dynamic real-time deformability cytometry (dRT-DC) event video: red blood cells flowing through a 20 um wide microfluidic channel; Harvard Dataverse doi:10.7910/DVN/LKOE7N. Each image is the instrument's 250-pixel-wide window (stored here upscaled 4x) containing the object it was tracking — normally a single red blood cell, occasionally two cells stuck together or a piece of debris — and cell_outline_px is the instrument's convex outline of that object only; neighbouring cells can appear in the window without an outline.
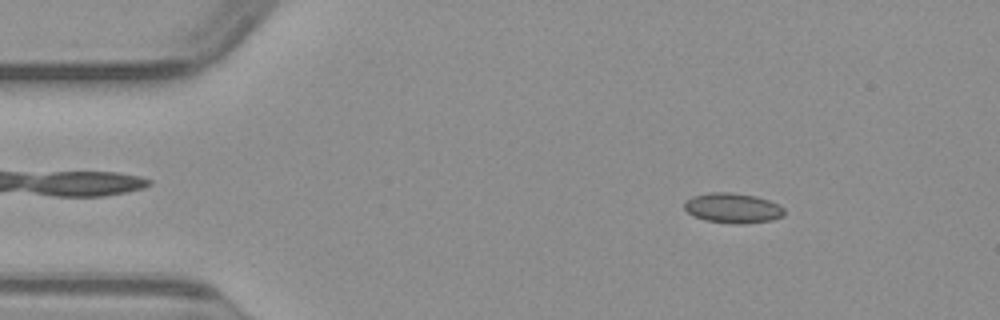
{"species": "common noctule bat (a hibernating species)", "species_latin": "Nyctalus noctula", "temperature_condition": "warm", "stored_images_in_passage": 49, "camera_frame_rate_fps": 3000, "um_per_image_px": 0.085, "animal": {"sex": "male", "body_mass_g": 23.1, "forearm_length_mm": 52.7}, "frame": {"image": 1, "passage_image": 6, "time_ms": 1.667, "image_size_px": [1000, 320], "cell_outline_px": [[784, 216], [772, 220], [740, 224], [736, 224], [704, 220], [688, 212], [684, 208], [684, 204], [692, 196], [708, 192], [732, 192], [756, 196], [780, 204], [784, 208]], "centroid_in_image_um": [62.32, 17.68], "position_along_channel_um": 22.7, "area_um2": 17.51}}
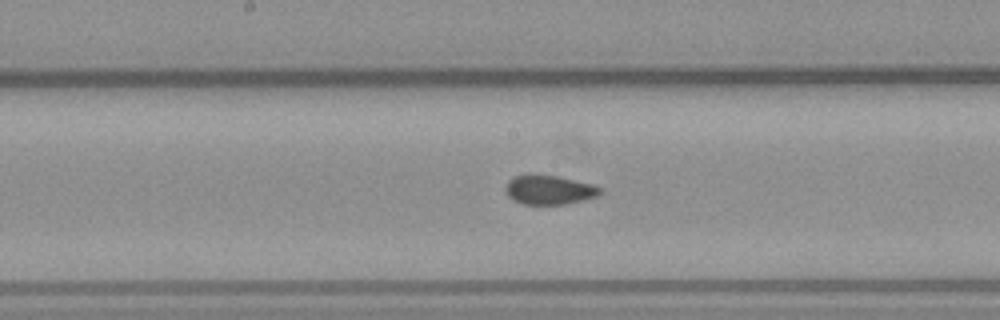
{"frame": {"image": 2, "passage_image": 24, "time_ms": 7.667, "image_size_px": [1000, 320], "cell_outline_px": [[600, 192], [596, 196], [584, 200], [568, 204], [524, 204], [508, 196], [504, 188], [508, 180], [512, 176], [528, 172], [532, 172], [556, 176], [592, 184], [600, 188]], "centroid_in_image_um": [46.6, 16.1], "position_along_channel_um": 201.6, "area_um2": 16.36}}
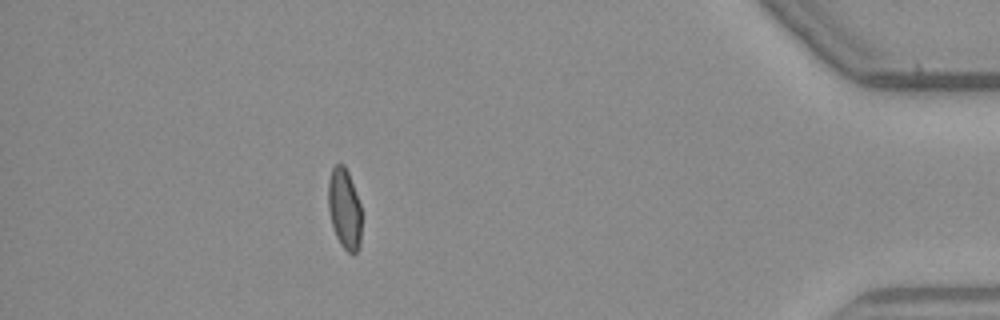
{"frame": {"image": 3, "passage_image": 43, "time_ms": 14.0, "image_size_px": [1000, 320], "cell_outline_px": [[360, 244], [356, 252], [352, 256], [340, 244], [336, 236], [332, 224], [328, 208], [328, 180], [332, 168], [336, 164], [344, 164], [348, 172], [360, 204]], "centroid_in_image_um": [29.26, 17.74], "position_along_channel_um": 405.9, "area_um2": 15.55}}